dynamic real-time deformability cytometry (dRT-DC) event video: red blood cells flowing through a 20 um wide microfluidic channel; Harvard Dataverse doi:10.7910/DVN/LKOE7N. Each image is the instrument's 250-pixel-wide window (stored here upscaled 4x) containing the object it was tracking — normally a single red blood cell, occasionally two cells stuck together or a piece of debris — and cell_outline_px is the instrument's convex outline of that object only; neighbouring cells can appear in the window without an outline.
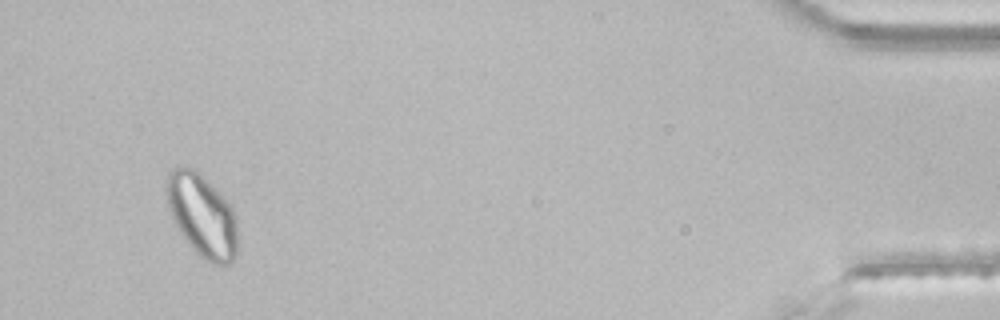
{"species": "common noctule bat (a hibernating species)", "species_latin": "Nyctalus noctula", "temperature_condition": "room temperature", "stored_images_in_passage": 43, "segment_of_instrument_passage": [2, 2], "camera_frame_rate_fps": 3000, "um_per_image_px": 0.085, "animal": {"sex": "male", "body_mass_g": 21.5, "forearm_length_mm": 52.0}, "frame": {"image": 1, "passage_image": 41, "time_ms": 13.333, "image_size_px": [1000, 320], "cell_outline_px": [[236, 256], [228, 264], [212, 264], [204, 260], [188, 244], [180, 232], [168, 208], [164, 188], [168, 172], [184, 164], [192, 168], [220, 192], [232, 204], [236, 216]], "centroid_in_image_um": [17.16, 18.29], "position_along_channel_um": 418.0, "area_um2": 34.51}}